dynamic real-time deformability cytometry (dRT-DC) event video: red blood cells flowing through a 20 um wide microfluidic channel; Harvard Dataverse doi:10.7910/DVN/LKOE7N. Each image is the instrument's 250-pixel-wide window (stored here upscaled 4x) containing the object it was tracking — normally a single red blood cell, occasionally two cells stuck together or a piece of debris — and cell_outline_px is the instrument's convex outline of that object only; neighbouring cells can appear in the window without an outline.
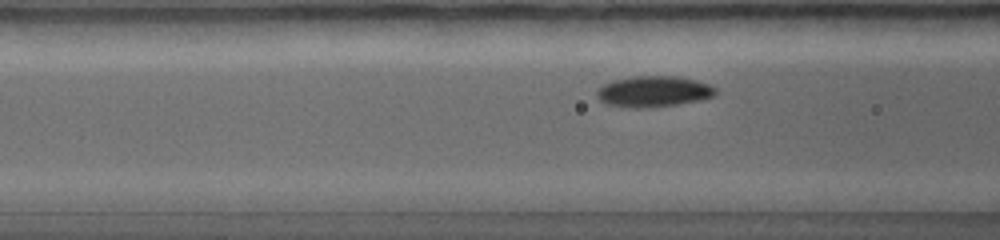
{"species": "common noctule bat (a hibernating species)", "species_latin": "Nyctalus noctula", "temperature_condition": "warm", "stored_images_in_passage": 32, "camera_frame_rate_fps": 5000, "um_per_image_px": 0.085, "animal": {"sex": "female", "body_mass_g": 19.0, "forearm_length_mm": 56.7}, "frame": {"image": 1, "passage_image": 9, "time_ms": 1.6, "image_size_px": [1000, 240], "cell_outline_px": [[716, 92], [712, 96], [700, 100], [680, 104], [648, 108], [624, 108], [604, 104], [600, 100], [596, 92], [604, 84], [616, 80], [632, 76], [676, 76], [696, 80], [708, 84], [716, 88]], "centroid_in_image_um": [55.54, 7.79], "position_along_channel_um": 111.1, "area_um2": 21.5}}
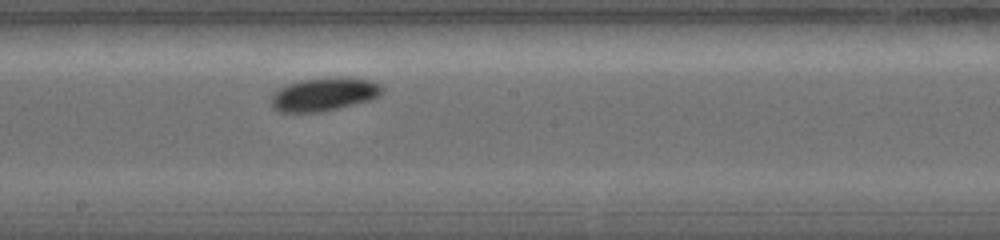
{"frame": {"image": 2, "passage_image": 17, "time_ms": 3.2, "image_size_px": [1000, 240], "cell_outline_px": [[384, 88], [380, 96], [368, 100], [320, 112], [280, 112], [272, 108], [272, 96], [280, 88], [288, 84], [304, 80], [372, 80], [380, 84]], "centroid_in_image_um": [27.52, 8.07], "position_along_channel_um": 220.7, "area_um2": 20.35}}
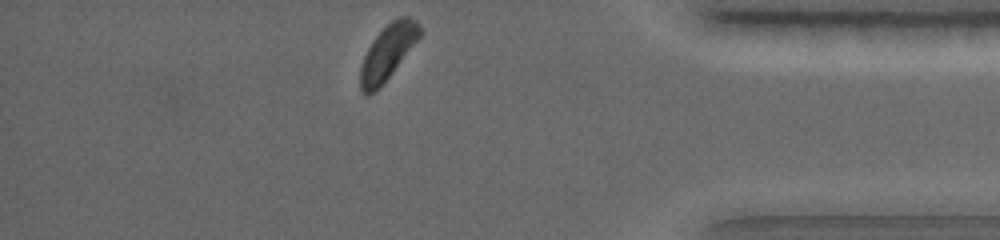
{"frame": {"image": 3, "passage_image": 32, "time_ms": 6.2, "image_size_px": [1000, 240], "cell_outline_px": [[420, 36], [392, 72], [368, 96], [364, 96], [360, 88], [360, 68], [364, 56], [372, 40], [392, 20], [400, 16], [408, 16], [416, 20], [420, 28]], "centroid_in_image_um": [32.93, 4.42], "position_along_channel_um": 402.3, "area_um2": 18.32}}